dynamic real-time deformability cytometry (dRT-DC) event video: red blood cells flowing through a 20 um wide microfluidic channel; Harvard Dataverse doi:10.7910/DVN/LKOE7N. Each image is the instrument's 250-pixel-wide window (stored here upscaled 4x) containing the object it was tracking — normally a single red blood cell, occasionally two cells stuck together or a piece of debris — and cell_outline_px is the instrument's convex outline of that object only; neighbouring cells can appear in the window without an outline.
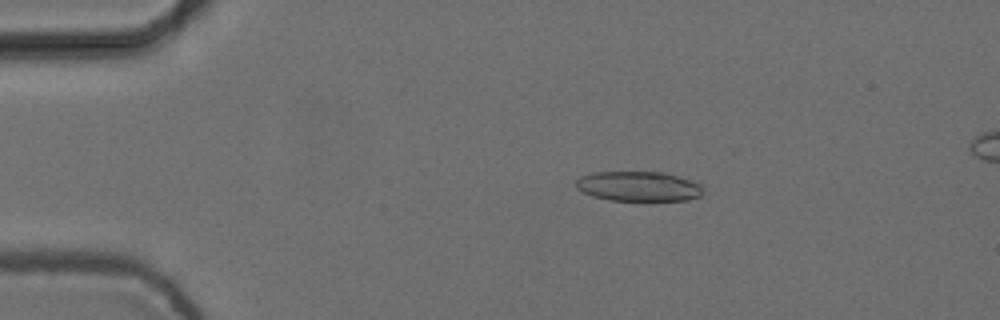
{"species": "common noctule bat (a hibernating species)", "species_latin": "Nyctalus noctula", "temperature_condition": "cold", "stored_images_in_passage": 7, "camera_frame_rate_fps": 3000, "um_per_image_px": 0.085, "animal": {"sex": "female", "body_mass_g": 24.6, "forearm_length_mm": 56.2}, "frame": {"image": 1, "passage_image": 4, "time_ms": 1.0, "image_size_px": [1000, 320], "cell_outline_px": [[704, 192], [700, 196], [688, 200], [608, 200], [592, 196], [576, 188], [576, 180], [580, 176], [592, 172], [664, 172], [692, 180], [704, 184]], "centroid_in_image_um": [54.32, 15.83], "position_along_channel_um": 30.7, "area_um2": 22.37}}
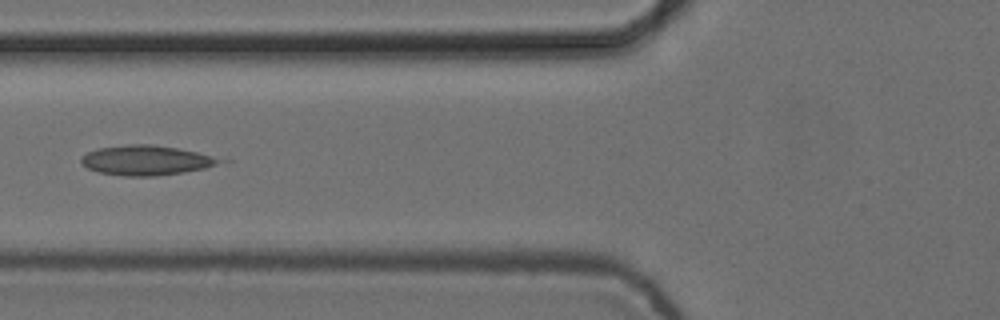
{"frame": {"image": 2, "passage_image": 7, "time_ms": 2.0, "image_size_px": [1000, 320], "cell_outline_px": [[232, 160], [228, 164], [184, 172], [156, 176], [124, 176], [100, 172], [88, 168], [80, 160], [80, 156], [96, 148], [128, 144], [152, 144], [176, 148], [196, 152]], "centroid_in_image_um": [12.55, 13.62], "position_along_channel_um": 113.3, "area_um2": 24.51}}